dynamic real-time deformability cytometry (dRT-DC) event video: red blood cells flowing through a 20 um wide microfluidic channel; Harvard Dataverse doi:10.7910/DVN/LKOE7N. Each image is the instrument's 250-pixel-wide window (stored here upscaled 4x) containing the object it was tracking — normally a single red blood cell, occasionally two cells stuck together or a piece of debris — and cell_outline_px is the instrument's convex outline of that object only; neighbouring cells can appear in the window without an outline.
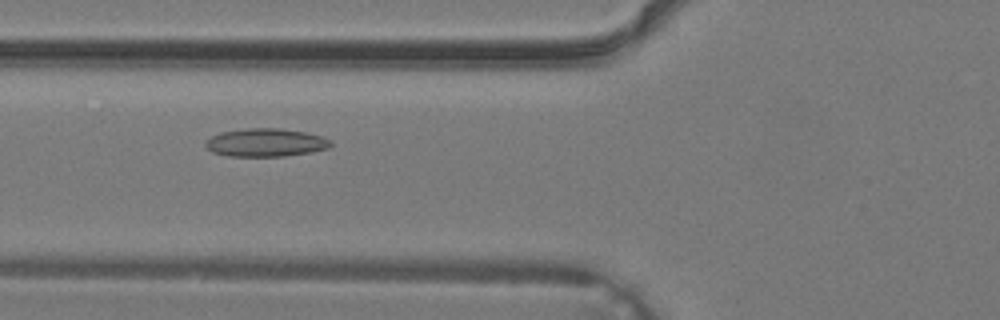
{"species": "common noctule bat (a hibernating species)", "species_latin": "Nyctalus noctula", "temperature_condition": "warm", "stored_images_in_passage": 29, "camera_frame_rate_fps": 3000, "um_per_image_px": 0.085, "animal": {"sex": "male", "body_mass_g": 19.2, "forearm_length_mm": 51.8}, "frame": {"image": 1, "passage_image": 6, "time_ms": 1.667, "image_size_px": [1000, 320], "cell_outline_px": [[332, 144], [328, 148], [312, 152], [284, 156], [228, 156], [212, 152], [204, 144], [204, 140], [220, 132], [248, 128], [280, 128], [308, 132], [332, 140]], "centroid_in_image_um": [22.58, 12.11], "position_along_channel_um": 103.2, "area_um2": 20.69}}
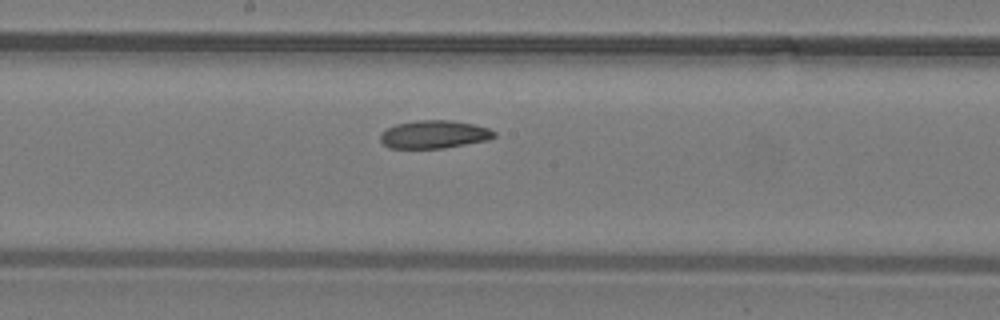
{"frame": {"image": 2, "passage_image": 12, "time_ms": 3.667, "image_size_px": [1000, 320], "cell_outline_px": [[496, 136], [488, 140], [444, 148], [388, 148], [380, 140], [380, 136], [388, 128], [396, 124], [416, 120], [452, 120], [472, 124], [488, 128], [496, 132]], "centroid_in_image_um": [36.92, 11.42], "position_along_channel_um": 211.3, "area_um2": 18.5}}
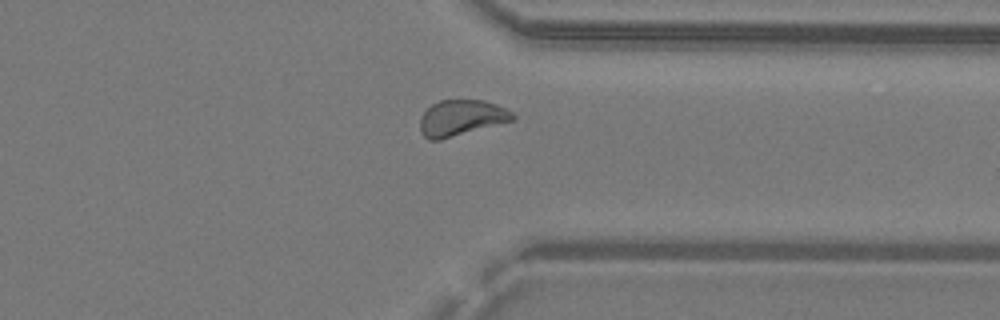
{"frame": {"image": 3, "passage_image": 21, "time_ms": 6.667, "image_size_px": [1000, 320], "cell_outline_px": [[516, 120], [440, 140], [428, 140], [420, 132], [420, 116], [432, 104], [440, 100], [484, 100], [496, 104], [512, 112], [516, 116]], "centroid_in_image_um": [39.21, 10.03], "position_along_channel_um": 372.2, "area_um2": 19.54}}